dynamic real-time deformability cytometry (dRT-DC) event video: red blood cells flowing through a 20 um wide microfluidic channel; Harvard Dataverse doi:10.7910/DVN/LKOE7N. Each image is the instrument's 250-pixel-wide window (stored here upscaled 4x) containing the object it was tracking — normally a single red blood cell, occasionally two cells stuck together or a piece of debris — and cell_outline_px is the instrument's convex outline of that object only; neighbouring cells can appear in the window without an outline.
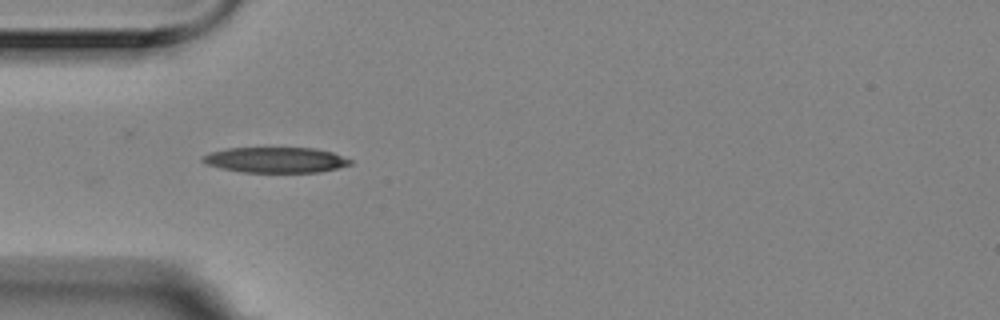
{"species": "Egyptian fruit bat (a non-hibernating species)", "species_latin": "Rousettus aegyptiacus", "temperature_condition": "room temperature", "stored_images_in_passage": 4, "camera_frame_rate_fps": 3000, "um_per_image_px": 0.085, "animal": {"sex": "female"}, "frame": {"image": 1, "passage_image": 1, "time_ms": 0.0, "image_size_px": [1000, 320], "cell_outline_px": [[352, 164], [320, 172], [244, 172], [220, 168], [208, 164], [200, 160], [204, 156], [212, 152], [228, 148], [316, 148], [332, 152], [352, 160]], "centroid_in_image_um": [23.46, 13.59], "position_along_channel_um": 61.5, "area_um2": 21.73}}